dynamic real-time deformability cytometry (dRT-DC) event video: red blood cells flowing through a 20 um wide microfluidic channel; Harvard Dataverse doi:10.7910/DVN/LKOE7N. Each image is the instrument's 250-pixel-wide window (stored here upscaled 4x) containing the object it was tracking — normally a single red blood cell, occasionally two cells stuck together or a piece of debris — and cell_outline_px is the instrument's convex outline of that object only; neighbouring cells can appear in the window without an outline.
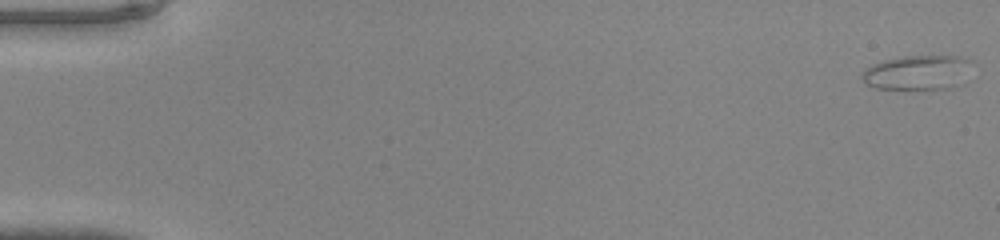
{"species": "common noctule bat (a hibernating species)", "species_latin": "Nyctalus noctula", "temperature_condition": "warm", "stored_images_in_passage": 48, "camera_frame_rate_fps": 3000, "um_per_image_px": 0.085, "animal": {"sex": "male", "body_mass_g": 20.0, "forearm_length_mm": 53.3}, "frame": {"image": 1, "passage_image": 1, "time_ms": 0.0, "image_size_px": [1000, 240], "cell_outline_px": [[972, 60], [952, 88], [876, 88], [864, 84], [860, 76], [860, 72], [864, 68], [872, 64], [884, 60], [904, 56], [960, 56]], "centroid_in_image_um": [77.82, 6.14], "position_along_channel_um": 7.2, "area_um2": 21.5}}
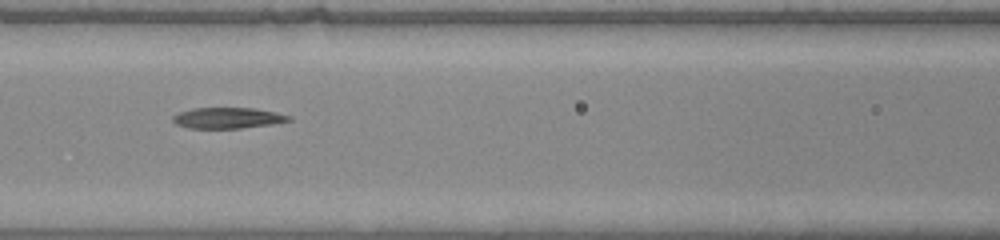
{"frame": {"image": 2, "passage_image": 22, "time_ms": 7.0, "image_size_px": [1000, 240], "cell_outline_px": [[292, 120], [272, 124], [240, 128], [188, 128], [176, 124], [172, 120], [172, 116], [180, 112], [192, 108], [252, 108], [276, 112], [292, 116]], "centroid_in_image_um": [19.36, 10.02], "position_along_channel_um": 147.2, "area_um2": 14.1}}
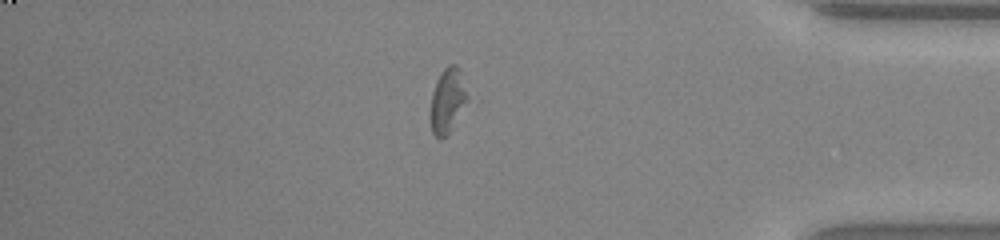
{"frame": {"image": 3, "passage_image": 41, "time_ms": 13.333, "image_size_px": [1000, 240], "cell_outline_px": [[468, 96], [448, 132], [440, 140], [432, 132], [428, 116], [432, 92], [436, 80], [440, 72], [448, 64], [456, 64], [460, 68]], "centroid_in_image_um": [37.97, 8.49], "position_along_channel_um": 397.2, "area_um2": 13.81}}